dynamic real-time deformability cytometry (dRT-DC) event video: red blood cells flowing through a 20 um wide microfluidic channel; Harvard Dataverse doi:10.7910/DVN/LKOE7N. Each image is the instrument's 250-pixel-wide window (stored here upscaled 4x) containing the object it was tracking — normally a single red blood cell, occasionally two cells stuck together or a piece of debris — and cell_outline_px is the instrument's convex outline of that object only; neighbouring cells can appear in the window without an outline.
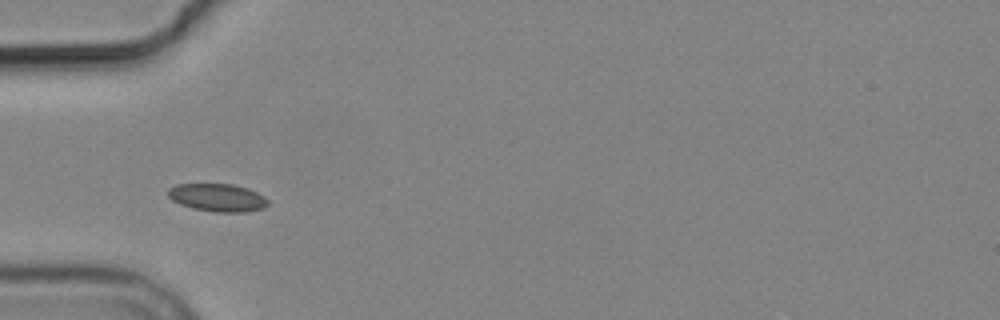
{"species": "common noctule bat (a hibernating species)", "species_latin": "Nyctalus noctula", "temperature_condition": "cold", "stored_images_in_passage": 7, "camera_frame_rate_fps": 3000, "um_per_image_px": 0.085, "animal": {"sex": "male", "body_mass_g": 19.2, "forearm_length_mm": 51.8}, "frame": {"image": 1, "passage_image": 1, "time_ms": 0.0, "image_size_px": [1000, 320], "cell_outline_px": [[268, 204], [264, 208], [244, 212], [212, 212], [192, 208], [180, 204], [172, 200], [168, 196], [168, 188], [176, 184], [232, 184], [248, 188], [264, 196], [268, 200]], "centroid_in_image_um": [18.48, 16.8], "position_along_channel_um": 66.5, "area_um2": 16.3}}
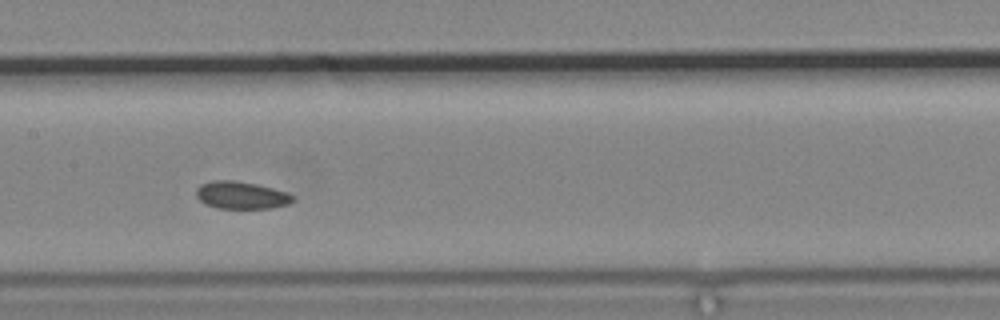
{"frame": {"image": 2, "passage_image": 4, "time_ms": 3.333, "image_size_px": [1000, 320], "cell_outline_px": [[292, 200], [288, 204], [272, 208], [216, 208], [204, 204], [196, 196], [196, 188], [200, 184], [212, 180], [232, 180], [256, 184], [272, 188], [284, 192], [292, 196]], "centroid_in_image_um": [20.43, 16.59], "position_along_channel_um": 187.0, "area_um2": 15.32}}
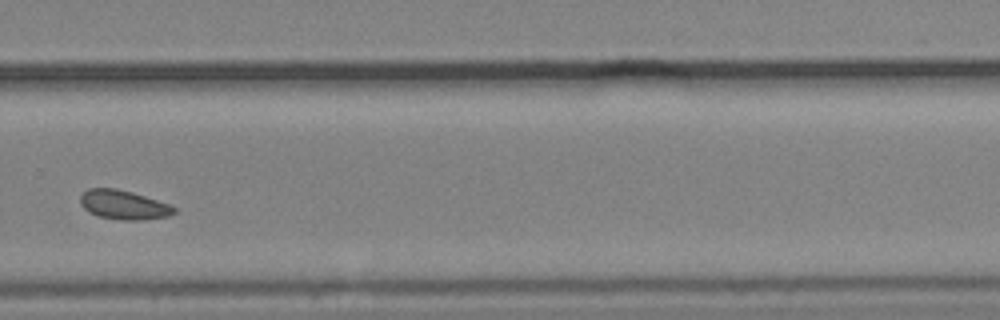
{"frame": {"image": 3, "passage_image": 7, "time_ms": 7.0, "image_size_px": [1000, 320], "cell_outline_px": [[176, 212], [168, 216], [140, 220], [124, 220], [100, 216], [88, 212], [80, 204], [80, 196], [88, 188], [116, 188], [132, 192], [168, 204], [176, 208]], "centroid_in_image_um": [10.48, 17.4], "position_along_channel_um": 319.3, "area_um2": 15.78}}